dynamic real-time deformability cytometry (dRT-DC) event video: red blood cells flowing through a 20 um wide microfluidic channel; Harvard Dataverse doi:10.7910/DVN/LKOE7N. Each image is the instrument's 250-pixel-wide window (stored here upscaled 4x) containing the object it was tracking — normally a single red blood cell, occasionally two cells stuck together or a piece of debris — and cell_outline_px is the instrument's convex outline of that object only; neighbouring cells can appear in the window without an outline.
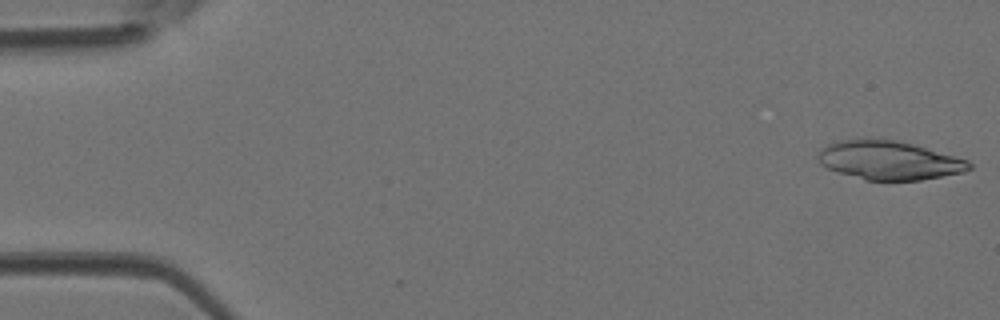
{"species": "Egyptian fruit bat (a non-hibernating species)", "species_latin": "Rousettus aegyptiacus", "temperature_condition": "room temperature", "stored_images_in_passage": 45, "segment_of_instrument_passage": [1, 2], "camera_frame_rate_fps": 3000, "um_per_image_px": 0.085, "animal": {"sex": "female"}, "frame": {"image": 1, "passage_image": 1, "time_ms": 0.0, "image_size_px": [1000, 320], "cell_outline_px": [[972, 168], [964, 172], [920, 180], [864, 180], [836, 172], [820, 164], [816, 156], [820, 148], [836, 140], [896, 140], [912, 144], [968, 160], [972, 164]], "centroid_in_image_um": [75.53, 13.64], "position_along_channel_um": 9.5, "area_um2": 33.93}}